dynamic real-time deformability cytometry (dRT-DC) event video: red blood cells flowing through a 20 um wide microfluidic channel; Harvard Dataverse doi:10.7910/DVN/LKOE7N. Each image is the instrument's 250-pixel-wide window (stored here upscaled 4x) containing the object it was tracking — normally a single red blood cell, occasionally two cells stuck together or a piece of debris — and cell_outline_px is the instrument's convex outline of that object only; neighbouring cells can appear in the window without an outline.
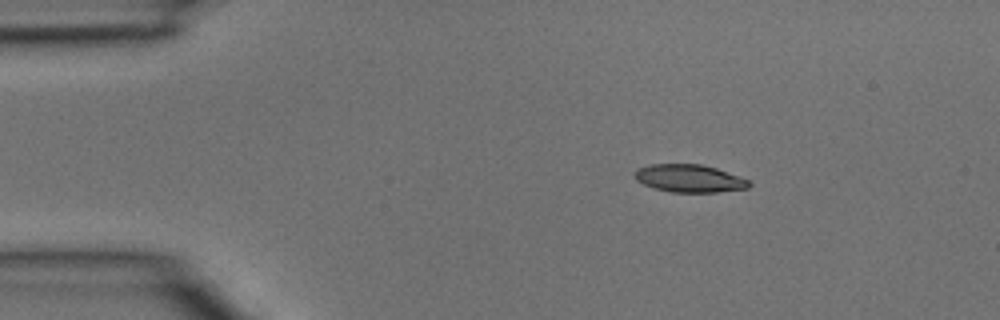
{"species": "common noctule bat (a hibernating species)", "species_latin": "Nyctalus noctula", "temperature_condition": "room temperature", "stored_images_in_passage": 3, "camera_frame_rate_fps": 3000, "um_per_image_px": 0.085, "animal": {"sex": "male", "body_mass_g": 15.6}, "frame": {"image": 1, "passage_image": 2, "time_ms": 0.333, "image_size_px": [1000, 320], "cell_outline_px": [[752, 184], [748, 188], [716, 192], [672, 192], [652, 188], [636, 180], [636, 172], [640, 168], [652, 164], [700, 164], [716, 168], [748, 180]], "centroid_in_image_um": [58.61, 15.17], "position_along_channel_um": 26.4, "area_um2": 18.21}}